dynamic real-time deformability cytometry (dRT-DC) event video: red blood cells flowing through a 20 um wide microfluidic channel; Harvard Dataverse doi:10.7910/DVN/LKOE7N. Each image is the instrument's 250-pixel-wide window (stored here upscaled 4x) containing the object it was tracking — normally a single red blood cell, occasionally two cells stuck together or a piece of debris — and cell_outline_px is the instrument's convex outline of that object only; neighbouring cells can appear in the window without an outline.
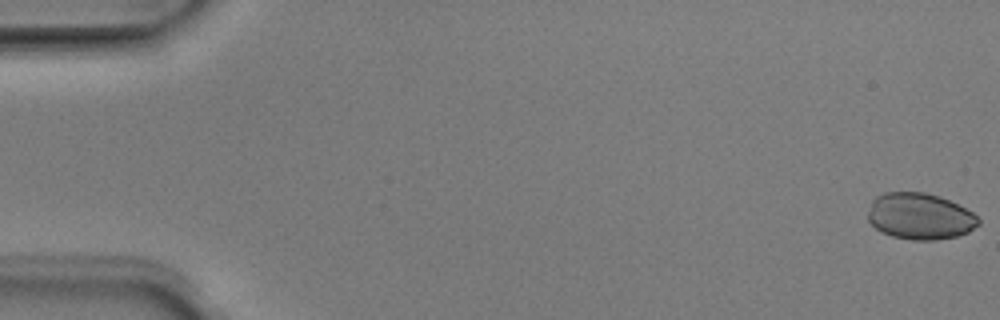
{"species": "Egyptian fruit bat (a non-hibernating species)", "species_latin": "Rousettus aegyptiacus", "temperature_condition": "room temperature", "stored_images_in_passage": 51, "camera_frame_rate_fps": 3000, "um_per_image_px": 0.085, "animal": {"sex": "male"}, "frame": {"image": 1, "passage_image": 1, "time_ms": 0.0, "image_size_px": [1000, 320], "cell_outline_px": [[980, 224], [968, 232], [956, 236], [936, 240], [912, 240], [892, 236], [876, 228], [868, 220], [868, 212], [872, 200], [876, 196], [884, 192], [924, 192], [940, 196], [972, 212], [980, 220]], "centroid_in_image_um": [78.19, 18.38], "position_along_channel_um": 6.8, "area_um2": 29.77}}
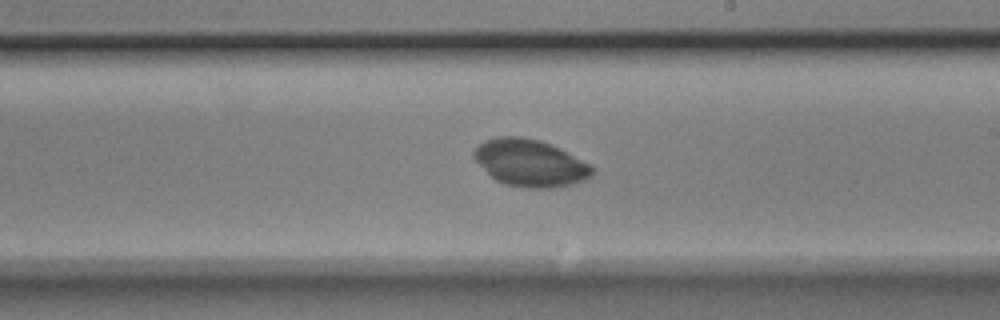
{"frame": {"image": 2, "passage_image": 30, "time_ms": 9.667, "image_size_px": [1000, 320], "cell_outline_px": [[596, 168], [592, 176], [584, 180], [572, 184], [552, 188], [524, 188], [504, 184], [496, 180], [472, 156], [472, 152], [484, 140], [496, 136], [524, 136], [540, 140], [560, 148], [592, 164]], "centroid_in_image_um": [45.1, 13.84], "position_along_channel_um": 243.9, "area_um2": 32.71}}
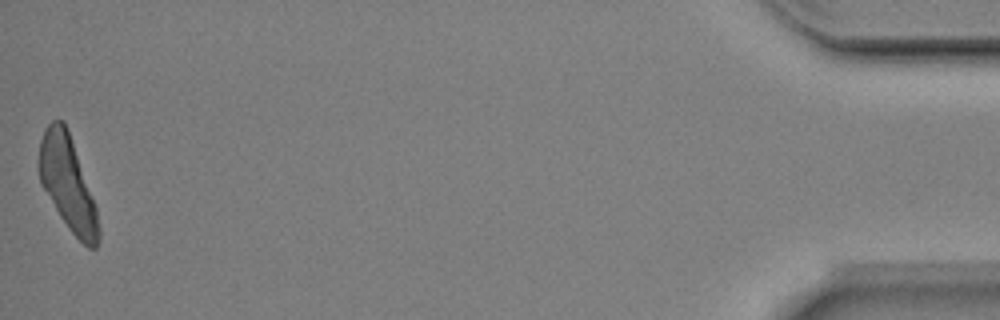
{"frame": {"image": 3, "passage_image": 51, "time_ms": 16.667, "image_size_px": [1000, 320], "cell_outline_px": [[100, 240], [96, 248], [88, 248], [68, 228], [60, 216], [40, 184], [40, 140], [44, 128], [52, 120], [64, 120], [96, 208], [100, 228]], "centroid_in_image_um": [5.76, 15.62], "position_along_channel_um": 429.4, "area_um2": 31.85}}